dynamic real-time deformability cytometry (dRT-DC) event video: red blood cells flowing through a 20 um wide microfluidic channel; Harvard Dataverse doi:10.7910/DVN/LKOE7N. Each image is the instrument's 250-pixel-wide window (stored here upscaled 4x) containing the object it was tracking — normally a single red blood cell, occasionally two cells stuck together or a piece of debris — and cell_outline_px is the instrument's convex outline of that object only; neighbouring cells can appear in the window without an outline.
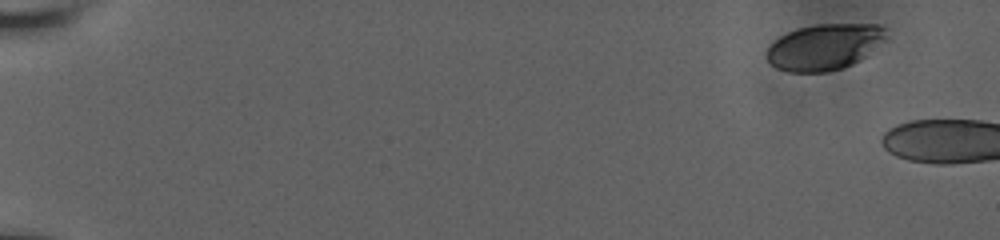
{"species": "human", "species_latin": "Homo sapiens", "temperature_condition": "room temperature", "stored_images_in_passage": 17, "camera_frame_rate_fps": 3000, "um_per_image_px": 0.085, "donor": {"sex": "male"}, "frame": {"image": 1, "passage_image": 1, "time_ms": 0.0, "image_size_px": [1000, 240], "cell_outline_px": [[888, 36], [884, 40], [860, 60], [844, 68], [828, 72], [788, 72], [776, 68], [764, 56], [768, 48], [780, 36], [788, 32], [800, 28], [816, 24], [880, 24], [888, 28]], "centroid_in_image_um": [70.1, 3.98], "position_along_channel_um": 14.9, "area_um2": 32.19}}